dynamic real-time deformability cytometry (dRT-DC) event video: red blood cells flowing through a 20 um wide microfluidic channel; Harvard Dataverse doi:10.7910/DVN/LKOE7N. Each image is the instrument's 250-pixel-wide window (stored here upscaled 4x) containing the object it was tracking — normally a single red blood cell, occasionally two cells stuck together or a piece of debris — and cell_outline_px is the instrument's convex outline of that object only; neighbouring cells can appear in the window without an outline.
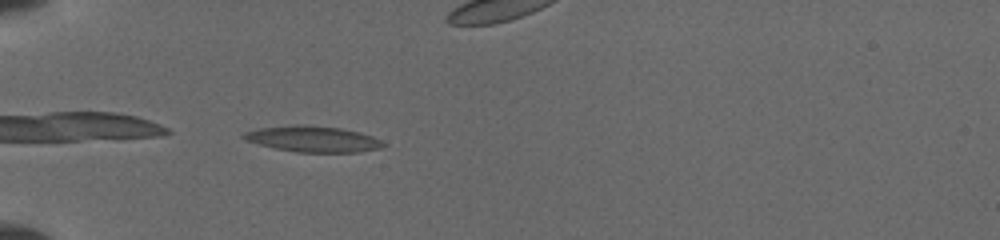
{"species": "common noctule bat (a hibernating species)", "species_latin": "Nyctalus noctula", "temperature_condition": "cold", "stored_images_in_passage": 23, "camera_frame_rate_fps": 3000, "um_per_image_px": 0.085, "animal": {"sex": "female", "body_mass_g": 19.5, "forearm_length_mm": 54.1}, "frame": {"image": 1, "passage_image": 14, "time_ms": 5.667, "image_size_px": [1000, 240], "cell_outline_px": [[388, 144], [380, 148], [360, 152], [296, 152], [276, 148], [244, 140], [240, 136], [244, 132], [260, 128], [292, 124], [308, 124], [340, 128], [360, 132], [372, 136]], "centroid_in_image_um": [26.6, 11.8], "position_along_channel_um": 58.4, "area_um2": 21.27}}
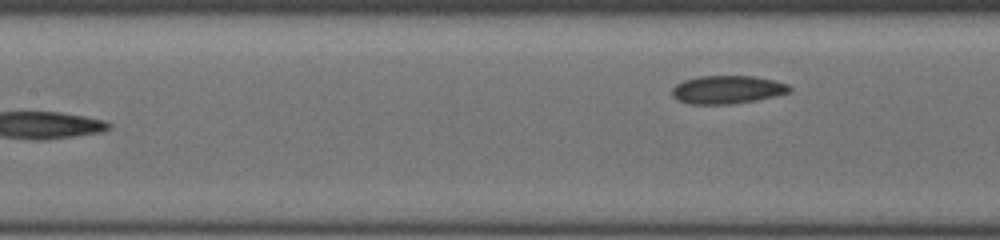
{"frame": {"image": 2, "passage_image": 23, "time_ms": 9.667, "image_size_px": [1000, 240], "cell_outline_px": [[792, 92], [776, 96], [756, 100], [732, 104], [688, 104], [676, 100], [672, 96], [672, 88], [676, 84], [684, 80], [700, 76], [752, 76], [776, 80], [788, 84], [792, 88]], "centroid_in_image_um": [61.84, 7.62], "position_along_channel_um": 145.6, "area_um2": 19.54}}